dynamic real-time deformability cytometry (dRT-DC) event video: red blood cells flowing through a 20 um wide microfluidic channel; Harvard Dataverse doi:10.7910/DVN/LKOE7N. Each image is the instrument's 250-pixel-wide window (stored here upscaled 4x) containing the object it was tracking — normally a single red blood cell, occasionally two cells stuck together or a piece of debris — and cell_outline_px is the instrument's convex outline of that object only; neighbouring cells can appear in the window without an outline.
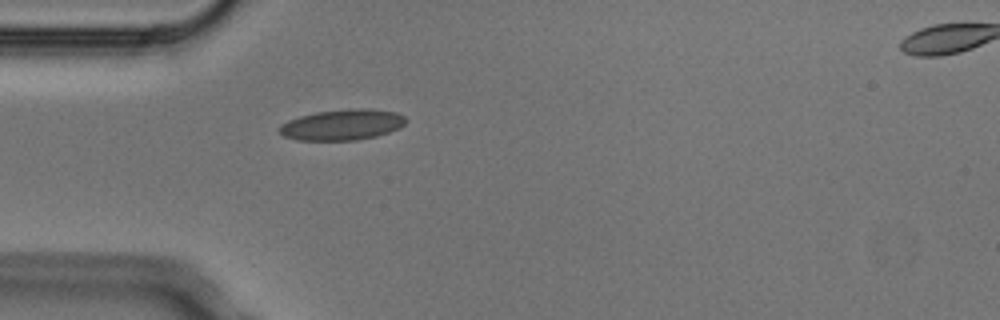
{"species": "Egyptian fruit bat (a non-hibernating species)", "species_latin": "Rousettus aegyptiacus", "temperature_condition": "cold", "stored_images_in_passage": 4, "camera_frame_rate_fps": 3000, "um_per_image_px": 0.085, "animal": {"sex": "male"}, "frame": {"image": 1, "passage_image": 3, "time_ms": 0.667, "image_size_px": [1000, 320], "cell_outline_px": [[408, 120], [400, 128], [376, 136], [356, 140], [296, 140], [284, 136], [276, 128], [280, 124], [288, 120], [300, 116], [316, 112], [352, 108], [368, 108], [396, 112], [404, 116]], "centroid_in_image_um": [29.08, 10.6], "position_along_channel_um": 55.9, "area_um2": 22.83}}